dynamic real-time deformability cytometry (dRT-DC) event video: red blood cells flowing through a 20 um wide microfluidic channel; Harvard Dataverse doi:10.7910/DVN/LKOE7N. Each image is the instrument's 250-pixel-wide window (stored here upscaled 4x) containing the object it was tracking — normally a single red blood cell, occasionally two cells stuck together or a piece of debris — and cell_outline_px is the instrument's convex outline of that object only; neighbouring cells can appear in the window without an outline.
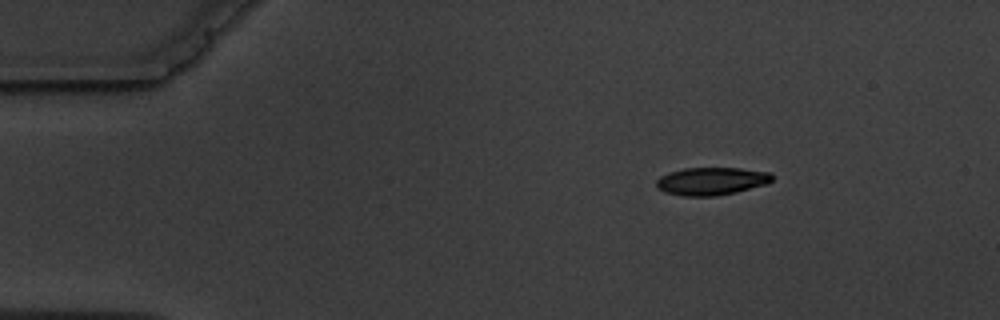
{"species": "common noctule bat (a hibernating species)", "species_latin": "Nyctalus noctula", "temperature_condition": "warm", "stored_images_in_passage": 3, "camera_frame_rate_fps": 3000, "um_per_image_px": 0.085, "animal": {"sex": "male", "body_mass_g": 19.5, "forearm_length_mm": 54.6}, "frame": {"image": 1, "passage_image": 1, "time_ms": 0.0, "image_size_px": [1000, 320], "cell_outline_px": [[772, 180], [768, 184], [736, 192], [716, 196], [684, 196], [664, 192], [656, 188], [656, 180], [660, 176], [668, 172], [684, 168], [740, 168], [772, 172]], "centroid_in_image_um": [60.47, 15.4], "position_along_channel_um": 24.5, "area_um2": 18.96}}